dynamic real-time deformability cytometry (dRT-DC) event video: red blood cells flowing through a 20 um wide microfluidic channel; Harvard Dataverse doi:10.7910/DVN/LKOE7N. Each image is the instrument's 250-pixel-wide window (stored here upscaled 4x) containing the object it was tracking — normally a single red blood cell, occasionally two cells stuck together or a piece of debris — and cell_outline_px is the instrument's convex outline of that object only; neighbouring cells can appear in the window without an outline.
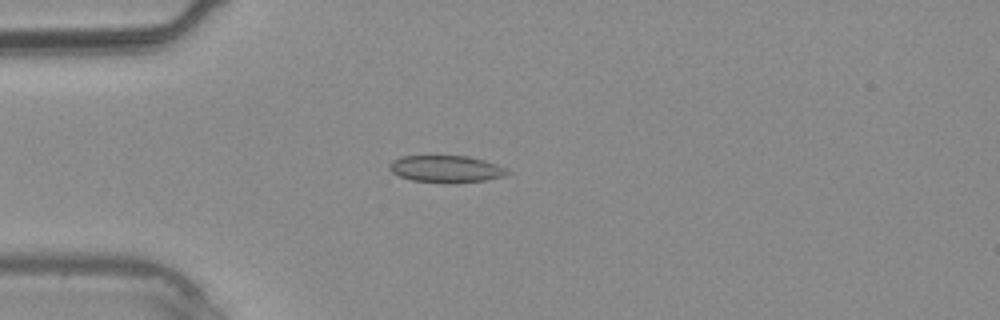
{"species": "common noctule bat (a hibernating species)", "species_latin": "Nyctalus noctula", "temperature_condition": "warm", "stored_images_in_passage": 34, "camera_frame_rate_fps": 3000, "um_per_image_px": 0.085, "animal": {"sex": "male", "body_mass_g": 20.4}, "frame": {"image": 1, "passage_image": 6, "time_ms": 1.667, "image_size_px": [1000, 320], "cell_outline_px": [[512, 172], [504, 176], [488, 180], [456, 184], [412, 180], [400, 176], [392, 172], [388, 168], [388, 164], [392, 160], [400, 156], [468, 156], [484, 160], [496, 164]], "centroid_in_image_um": [37.92, 14.37], "position_along_channel_um": 47.1, "area_um2": 18.79}}
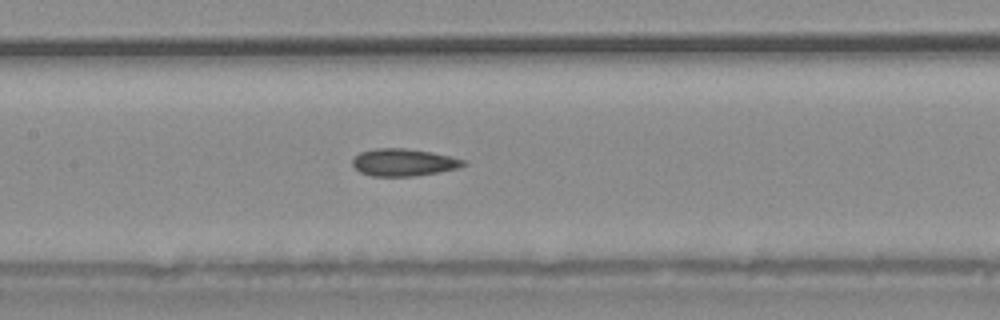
{"frame": {"image": 2, "passage_image": 14, "time_ms": 4.333, "image_size_px": [1000, 320], "cell_outline_px": [[468, 164], [460, 168], [412, 176], [372, 176], [360, 172], [352, 164], [352, 160], [360, 152], [376, 148], [404, 148], [432, 152], [464, 160]], "centroid_in_image_um": [34.3, 13.8], "position_along_channel_um": 173.1, "area_um2": 17.51}}
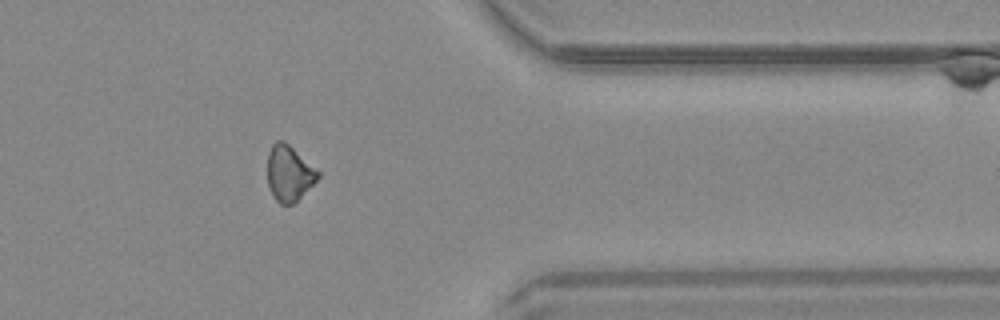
{"frame": {"image": 3, "passage_image": 27, "time_ms": 8.667, "image_size_px": [1000, 320], "cell_outline_px": [[320, 176], [292, 204], [280, 204], [272, 196], [268, 184], [268, 152], [272, 144], [276, 140], [284, 140], [320, 172]], "centroid_in_image_um": [24.55, 14.7], "position_along_channel_um": 386.9, "area_um2": 16.13}}